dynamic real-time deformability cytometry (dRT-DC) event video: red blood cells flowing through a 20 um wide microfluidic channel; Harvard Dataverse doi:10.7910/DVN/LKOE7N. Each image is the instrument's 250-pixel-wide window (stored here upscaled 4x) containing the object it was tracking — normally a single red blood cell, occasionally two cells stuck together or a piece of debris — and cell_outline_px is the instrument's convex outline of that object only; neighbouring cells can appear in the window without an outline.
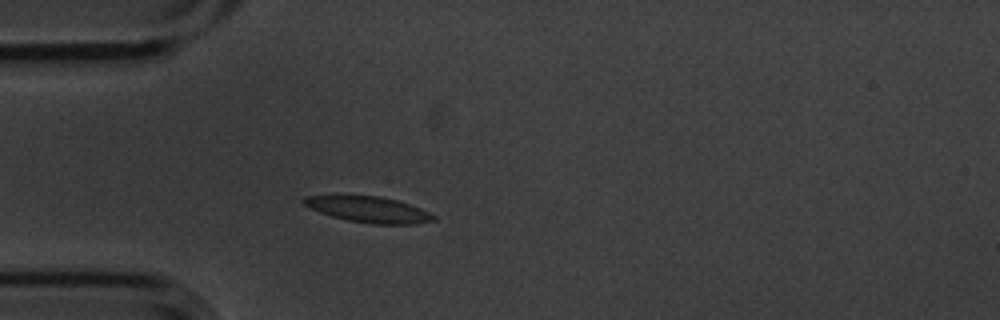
{"species": "common noctule bat (a hibernating species)", "species_latin": "Nyctalus noctula", "temperature_condition": "cold", "stored_images_in_passage": 1, "camera_frame_rate_fps": 3000, "um_per_image_px": 0.085, "animal": {"sex": "male", "body_mass_g": 20.1, "forearm_length_mm": 53.5}, "frame": {"image": 1, "passage_image": 1, "time_ms": 0.0, "image_size_px": [1000, 320], "cell_outline_px": [[436, 220], [416, 224], [372, 224], [348, 220], [332, 216], [320, 212], [304, 204], [300, 200], [304, 196], [380, 196], [396, 200], [420, 208], [436, 216]], "centroid_in_image_um": [31.36, 17.81], "position_along_channel_um": 53.6, "area_um2": 19.31}}